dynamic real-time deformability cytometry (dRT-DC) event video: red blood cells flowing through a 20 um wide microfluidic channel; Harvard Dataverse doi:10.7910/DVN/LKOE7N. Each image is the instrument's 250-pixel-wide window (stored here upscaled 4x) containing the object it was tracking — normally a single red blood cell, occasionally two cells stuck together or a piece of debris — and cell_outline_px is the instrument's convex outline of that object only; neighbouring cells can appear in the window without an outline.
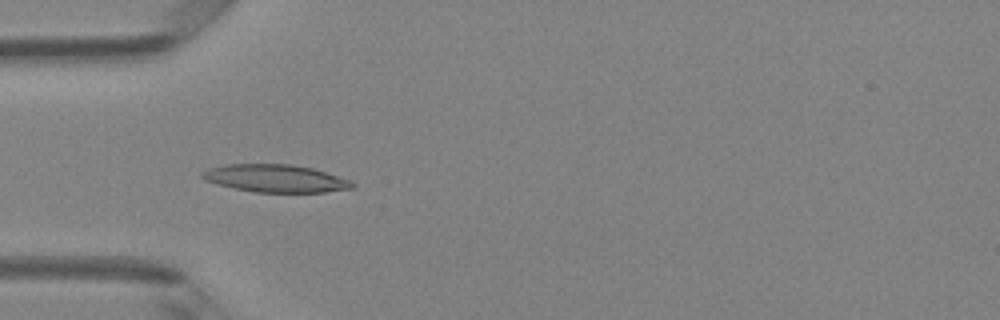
{"species": "Egyptian fruit bat (a non-hibernating species)", "species_latin": "Rousettus aegyptiacus", "temperature_condition": "room temperature", "stored_images_in_passage": 37, "camera_frame_rate_fps": 3000, "um_per_image_px": 0.085, "animal": {"sex": "female"}, "frame": {"image": 1, "passage_image": 3, "time_ms": 0.667, "image_size_px": [1000, 320], "cell_outline_px": [[356, 188], [324, 192], [256, 192], [216, 184], [204, 180], [200, 176], [200, 172], [208, 168], [224, 164], [292, 164], [312, 168], [348, 180], [356, 184]], "centroid_in_image_um": [23.37, 15.16], "position_along_channel_um": 61.6, "area_um2": 24.16}}
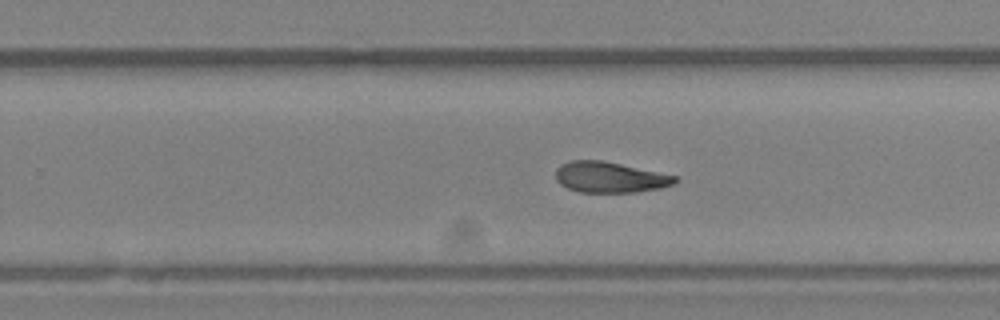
{"frame": {"image": 2, "passage_image": 19, "time_ms": 6.0, "image_size_px": [1000, 320], "cell_outline_px": [[680, 180], [672, 184], [660, 188], [636, 192], [580, 192], [568, 188], [560, 184], [556, 180], [556, 168], [560, 164], [568, 160], [600, 160], [620, 164], [676, 176]], "centroid_in_image_um": [51.8, 15.06], "position_along_channel_um": 278.0, "area_um2": 21.27}}
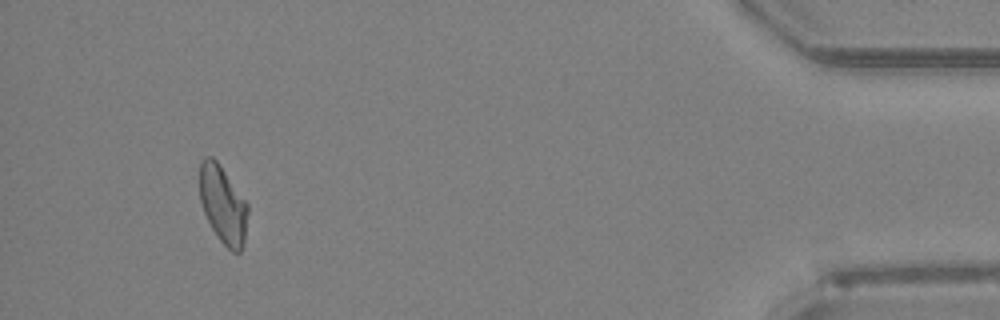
{"frame": {"image": 3, "passage_image": 34, "time_ms": 11.0, "image_size_px": [1000, 320], "cell_outline_px": [[248, 212], [244, 244], [240, 252], [232, 252], [220, 240], [212, 228], [204, 212], [200, 200], [200, 160], [204, 156], [212, 156], [216, 160], [248, 204]], "centroid_in_image_um": [18.95, 17.39], "position_along_channel_um": 416.2, "area_um2": 21.62}, "authors_computed_cell_mechanics": {"area_um2": 22.253, "velocity_mm_per_s": 4.1018, "shape_relaxation_time_tau1_ms": 6.7294, "shape_relaxation_time_tau2_ms": 5.1024, "deformation_change_tau1": 0.2051, "deformation_change_tau2": 0.1462}}